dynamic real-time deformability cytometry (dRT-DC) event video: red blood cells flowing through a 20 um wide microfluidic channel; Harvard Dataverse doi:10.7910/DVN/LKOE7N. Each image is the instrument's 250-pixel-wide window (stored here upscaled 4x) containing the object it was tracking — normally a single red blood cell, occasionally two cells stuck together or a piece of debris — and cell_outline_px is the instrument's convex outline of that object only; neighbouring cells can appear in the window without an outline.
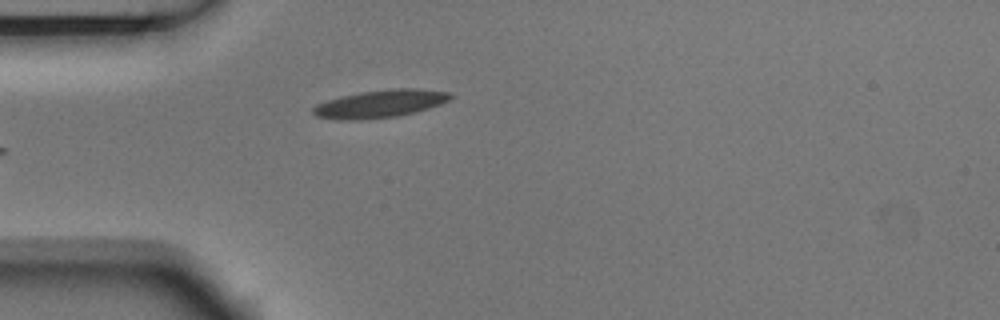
{"species": "Egyptian fruit bat (a non-hibernating species)", "species_latin": "Rousettus aegyptiacus", "temperature_condition": "room temperature", "stored_images_in_passage": 4, "camera_frame_rate_fps": 3000, "um_per_image_px": 0.085, "animal": {"sex": "male"}, "frame": {"image": 1, "passage_image": 4, "time_ms": 1.0, "image_size_px": [1000, 320], "cell_outline_px": [[452, 96], [448, 100], [440, 104], [428, 108], [396, 116], [360, 120], [336, 120], [316, 116], [312, 112], [312, 108], [316, 104], [328, 100], [360, 92], [396, 88], [420, 88], [448, 92]], "centroid_in_image_um": [32.28, 8.82], "position_along_channel_um": 52.7, "area_um2": 21.96}}